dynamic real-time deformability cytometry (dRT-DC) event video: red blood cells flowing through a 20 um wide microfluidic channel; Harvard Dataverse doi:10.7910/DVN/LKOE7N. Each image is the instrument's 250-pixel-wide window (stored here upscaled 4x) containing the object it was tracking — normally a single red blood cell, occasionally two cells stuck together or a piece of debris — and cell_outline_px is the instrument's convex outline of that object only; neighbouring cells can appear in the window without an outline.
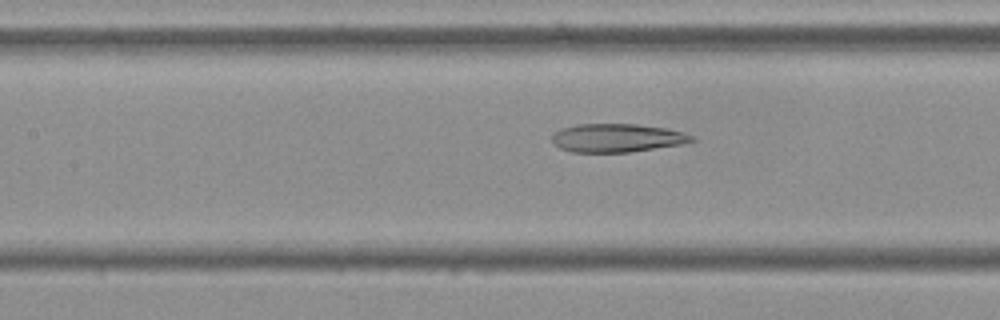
{"species": "Egyptian fruit bat (a non-hibernating species)", "species_latin": "Rousettus aegyptiacus", "temperature_condition": "cold", "stored_images_in_passage": 35, "camera_frame_rate_fps": 3000, "um_per_image_px": 0.085, "frame": {"image": 1, "passage_image": 8, "time_ms": 2.333, "image_size_px": [1000, 320], "cell_outline_px": [[696, 140], [680, 144], [628, 152], [572, 152], [560, 148], [552, 144], [552, 132], [560, 128], [576, 124], [636, 124], [664, 128], [684, 132], [692, 136]], "centroid_in_image_um": [52.37, 11.71], "position_along_channel_um": 155.0, "area_um2": 23.12}}
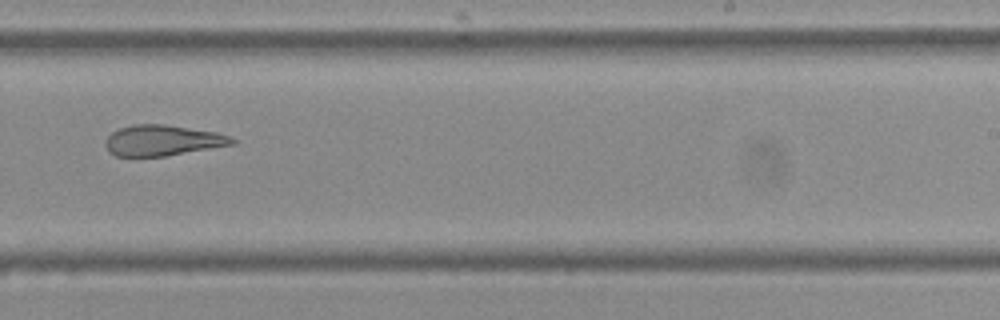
{"frame": {"image": 2, "passage_image": 18, "time_ms": 5.667, "image_size_px": [1000, 320], "cell_outline_px": [[236, 144], [164, 156], [116, 156], [108, 152], [104, 144], [104, 140], [112, 132], [120, 128], [132, 124], [164, 124], [216, 132], [228, 136], [236, 140]], "centroid_in_image_um": [13.78, 11.93], "position_along_channel_um": 275.2, "area_um2": 22.66}}
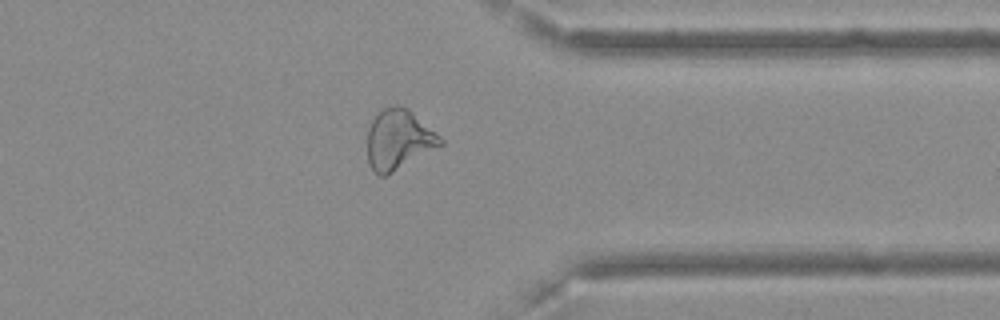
{"frame": {"image": 3, "passage_image": 27, "time_ms": 8.667, "image_size_px": [1000, 320], "cell_outline_px": [[444, 144], [388, 176], [380, 176], [368, 164], [368, 128], [372, 120], [384, 108], [392, 104], [400, 104], [408, 108], [436, 132], [444, 140]], "centroid_in_image_um": [33.9, 11.87], "position_along_channel_um": 377.5, "area_um2": 25.78}, "authors_computed_cell_mechanics": {"area_um2": 23.987, "velocity_mm_per_s": 3.6169, "shape_relaxation_time_tau1_ms": null, "shape_relaxation_time_tau2_ms": 3.5881, "deformation_change_tau1": null, "deformation_change_tau2": 0.1301}}